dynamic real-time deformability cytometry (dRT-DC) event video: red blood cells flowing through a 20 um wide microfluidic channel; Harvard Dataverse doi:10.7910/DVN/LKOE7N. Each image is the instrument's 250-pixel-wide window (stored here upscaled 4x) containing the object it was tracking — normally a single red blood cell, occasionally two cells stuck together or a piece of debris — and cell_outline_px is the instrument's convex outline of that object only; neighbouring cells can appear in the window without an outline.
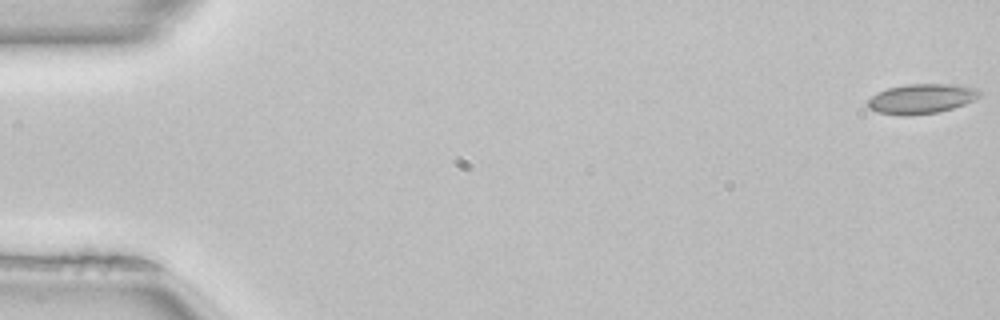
{"species": "common noctule bat (a hibernating species)", "species_latin": "Nyctalus noctula", "temperature_condition": "room temperature", "stored_images_in_passage": 52, "camera_frame_rate_fps": 3000, "um_per_image_px": 0.085, "animal": {"sex": "female", "body_mass_g": 22.7, "forearm_length_mm": 54.2}, "frame": {"image": 1, "passage_image": 1, "time_ms": 0.0, "image_size_px": [1000, 320], "cell_outline_px": [[984, 92], [980, 96], [964, 104], [940, 112], [908, 116], [900, 116], [876, 112], [868, 108], [868, 100], [876, 92], [888, 88], [908, 84], [944, 84], [976, 88]], "centroid_in_image_um": [78.29, 8.41], "position_along_channel_um": 6.7, "area_um2": 19.48}}
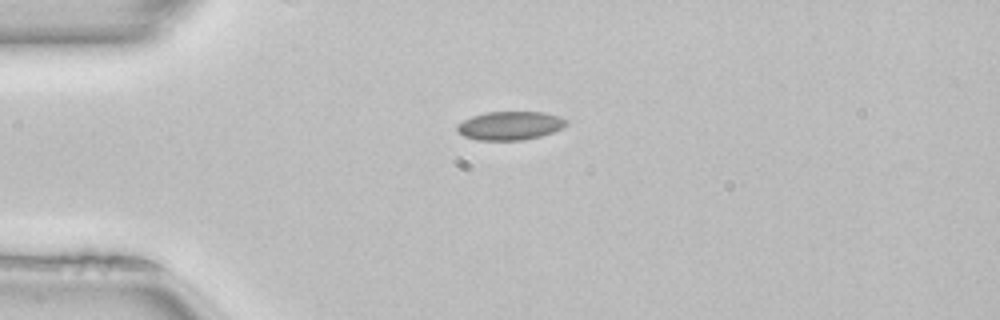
{"frame": {"image": 2, "passage_image": 13, "time_ms": 4.0, "image_size_px": [1000, 320], "cell_outline_px": [[568, 124], [552, 132], [540, 136], [524, 140], [476, 140], [464, 136], [456, 128], [456, 124], [472, 116], [484, 112], [544, 112], [560, 116], [568, 120]], "centroid_in_image_um": [43.36, 10.67], "position_along_channel_um": 41.6, "area_um2": 18.21}}
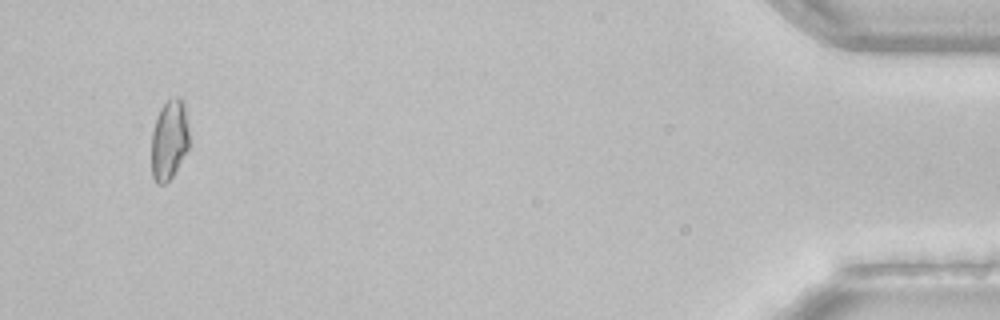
{"frame": {"image": 3, "passage_image": 49, "time_ms": 16.0, "image_size_px": [1000, 320], "cell_outline_px": [[188, 148], [172, 176], [164, 184], [156, 184], [152, 176], [152, 132], [160, 108], [172, 96], [180, 96], [184, 100], [188, 128]], "centroid_in_image_um": [14.38, 11.85], "position_along_channel_um": 420.8, "area_um2": 17.51}, "authors_computed_cell_mechanics": {"area_um2": 17.7157, "velocity_mm_per_s": 4.0484, "shape_relaxation_time_tau1_ms": null, "shape_relaxation_time_tau2_ms": 1.6465, "deformation_change_tau1": null, "deformation_change_tau2": 0.0698}}